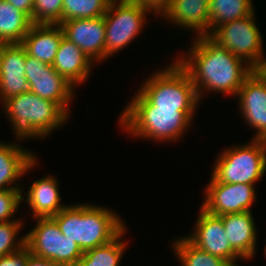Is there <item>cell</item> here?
<instances>
[{
  "mask_svg": "<svg viewBox=\"0 0 266 266\" xmlns=\"http://www.w3.org/2000/svg\"><path fill=\"white\" fill-rule=\"evenodd\" d=\"M29 249L24 246L19 251L0 257V266H26Z\"/></svg>",
  "mask_w": 266,
  "mask_h": 266,
  "instance_id": "obj_30",
  "label": "cell"
},
{
  "mask_svg": "<svg viewBox=\"0 0 266 266\" xmlns=\"http://www.w3.org/2000/svg\"><path fill=\"white\" fill-rule=\"evenodd\" d=\"M134 3L140 4L143 8H146L153 15L163 16L165 12L171 6L172 0H130Z\"/></svg>",
  "mask_w": 266,
  "mask_h": 266,
  "instance_id": "obj_31",
  "label": "cell"
},
{
  "mask_svg": "<svg viewBox=\"0 0 266 266\" xmlns=\"http://www.w3.org/2000/svg\"><path fill=\"white\" fill-rule=\"evenodd\" d=\"M223 227L231 248L243 259L256 254L257 230L252 211L221 215Z\"/></svg>",
  "mask_w": 266,
  "mask_h": 266,
  "instance_id": "obj_17",
  "label": "cell"
},
{
  "mask_svg": "<svg viewBox=\"0 0 266 266\" xmlns=\"http://www.w3.org/2000/svg\"><path fill=\"white\" fill-rule=\"evenodd\" d=\"M252 73L266 85V58L263 56L253 67Z\"/></svg>",
  "mask_w": 266,
  "mask_h": 266,
  "instance_id": "obj_33",
  "label": "cell"
},
{
  "mask_svg": "<svg viewBox=\"0 0 266 266\" xmlns=\"http://www.w3.org/2000/svg\"><path fill=\"white\" fill-rule=\"evenodd\" d=\"M255 11L217 27L209 36L253 67L263 56V36L255 23Z\"/></svg>",
  "mask_w": 266,
  "mask_h": 266,
  "instance_id": "obj_9",
  "label": "cell"
},
{
  "mask_svg": "<svg viewBox=\"0 0 266 266\" xmlns=\"http://www.w3.org/2000/svg\"><path fill=\"white\" fill-rule=\"evenodd\" d=\"M171 247L182 266H231L227 261L197 248L185 236L172 241Z\"/></svg>",
  "mask_w": 266,
  "mask_h": 266,
  "instance_id": "obj_25",
  "label": "cell"
},
{
  "mask_svg": "<svg viewBox=\"0 0 266 266\" xmlns=\"http://www.w3.org/2000/svg\"><path fill=\"white\" fill-rule=\"evenodd\" d=\"M127 227L110 243L83 252L74 266H119L126 249L122 240Z\"/></svg>",
  "mask_w": 266,
  "mask_h": 266,
  "instance_id": "obj_24",
  "label": "cell"
},
{
  "mask_svg": "<svg viewBox=\"0 0 266 266\" xmlns=\"http://www.w3.org/2000/svg\"><path fill=\"white\" fill-rule=\"evenodd\" d=\"M162 17L181 29L194 32L196 37L209 35V5L205 0H172Z\"/></svg>",
  "mask_w": 266,
  "mask_h": 266,
  "instance_id": "obj_19",
  "label": "cell"
},
{
  "mask_svg": "<svg viewBox=\"0 0 266 266\" xmlns=\"http://www.w3.org/2000/svg\"><path fill=\"white\" fill-rule=\"evenodd\" d=\"M63 0H34L32 24H54L62 22Z\"/></svg>",
  "mask_w": 266,
  "mask_h": 266,
  "instance_id": "obj_28",
  "label": "cell"
},
{
  "mask_svg": "<svg viewBox=\"0 0 266 266\" xmlns=\"http://www.w3.org/2000/svg\"><path fill=\"white\" fill-rule=\"evenodd\" d=\"M148 10L130 0H111L105 19V59L127 47L145 27Z\"/></svg>",
  "mask_w": 266,
  "mask_h": 266,
  "instance_id": "obj_7",
  "label": "cell"
},
{
  "mask_svg": "<svg viewBox=\"0 0 266 266\" xmlns=\"http://www.w3.org/2000/svg\"><path fill=\"white\" fill-rule=\"evenodd\" d=\"M13 5L16 9L25 13L33 23V3L34 0H5Z\"/></svg>",
  "mask_w": 266,
  "mask_h": 266,
  "instance_id": "obj_32",
  "label": "cell"
},
{
  "mask_svg": "<svg viewBox=\"0 0 266 266\" xmlns=\"http://www.w3.org/2000/svg\"><path fill=\"white\" fill-rule=\"evenodd\" d=\"M93 61L74 43L62 37L52 67L74 87L86 82Z\"/></svg>",
  "mask_w": 266,
  "mask_h": 266,
  "instance_id": "obj_18",
  "label": "cell"
},
{
  "mask_svg": "<svg viewBox=\"0 0 266 266\" xmlns=\"http://www.w3.org/2000/svg\"><path fill=\"white\" fill-rule=\"evenodd\" d=\"M264 255L266 257V245H265V248H264Z\"/></svg>",
  "mask_w": 266,
  "mask_h": 266,
  "instance_id": "obj_37",
  "label": "cell"
},
{
  "mask_svg": "<svg viewBox=\"0 0 266 266\" xmlns=\"http://www.w3.org/2000/svg\"><path fill=\"white\" fill-rule=\"evenodd\" d=\"M194 40L187 55L174 60L189 74L200 101L202 93L211 90L236 97L239 88L252 74V67L209 35H200Z\"/></svg>",
  "mask_w": 266,
  "mask_h": 266,
  "instance_id": "obj_1",
  "label": "cell"
},
{
  "mask_svg": "<svg viewBox=\"0 0 266 266\" xmlns=\"http://www.w3.org/2000/svg\"><path fill=\"white\" fill-rule=\"evenodd\" d=\"M24 195L23 189L0 191V223L15 220V213L20 208L22 201H24Z\"/></svg>",
  "mask_w": 266,
  "mask_h": 266,
  "instance_id": "obj_29",
  "label": "cell"
},
{
  "mask_svg": "<svg viewBox=\"0 0 266 266\" xmlns=\"http://www.w3.org/2000/svg\"><path fill=\"white\" fill-rule=\"evenodd\" d=\"M36 225L25 233V246L36 257L74 266L82 257L79 246L66 238L52 217L35 218Z\"/></svg>",
  "mask_w": 266,
  "mask_h": 266,
  "instance_id": "obj_8",
  "label": "cell"
},
{
  "mask_svg": "<svg viewBox=\"0 0 266 266\" xmlns=\"http://www.w3.org/2000/svg\"><path fill=\"white\" fill-rule=\"evenodd\" d=\"M52 218L82 252L110 243L127 227L110 208L84 202L67 205Z\"/></svg>",
  "mask_w": 266,
  "mask_h": 266,
  "instance_id": "obj_3",
  "label": "cell"
},
{
  "mask_svg": "<svg viewBox=\"0 0 266 266\" xmlns=\"http://www.w3.org/2000/svg\"><path fill=\"white\" fill-rule=\"evenodd\" d=\"M2 104L17 141L44 139L69 118L57 103L30 91L10 97Z\"/></svg>",
  "mask_w": 266,
  "mask_h": 266,
  "instance_id": "obj_4",
  "label": "cell"
},
{
  "mask_svg": "<svg viewBox=\"0 0 266 266\" xmlns=\"http://www.w3.org/2000/svg\"><path fill=\"white\" fill-rule=\"evenodd\" d=\"M205 2L209 5L211 0H205Z\"/></svg>",
  "mask_w": 266,
  "mask_h": 266,
  "instance_id": "obj_36",
  "label": "cell"
},
{
  "mask_svg": "<svg viewBox=\"0 0 266 266\" xmlns=\"http://www.w3.org/2000/svg\"><path fill=\"white\" fill-rule=\"evenodd\" d=\"M254 8L253 0H211L209 35L222 24L251 15Z\"/></svg>",
  "mask_w": 266,
  "mask_h": 266,
  "instance_id": "obj_23",
  "label": "cell"
},
{
  "mask_svg": "<svg viewBox=\"0 0 266 266\" xmlns=\"http://www.w3.org/2000/svg\"><path fill=\"white\" fill-rule=\"evenodd\" d=\"M25 194L24 202L31 208L33 218L53 217L67 206L61 203L62 198L54 175L36 179Z\"/></svg>",
  "mask_w": 266,
  "mask_h": 266,
  "instance_id": "obj_20",
  "label": "cell"
},
{
  "mask_svg": "<svg viewBox=\"0 0 266 266\" xmlns=\"http://www.w3.org/2000/svg\"><path fill=\"white\" fill-rule=\"evenodd\" d=\"M169 65L152 74L138 91L155 107L198 108L200 99L189 74L176 60Z\"/></svg>",
  "mask_w": 266,
  "mask_h": 266,
  "instance_id": "obj_5",
  "label": "cell"
},
{
  "mask_svg": "<svg viewBox=\"0 0 266 266\" xmlns=\"http://www.w3.org/2000/svg\"><path fill=\"white\" fill-rule=\"evenodd\" d=\"M196 109L153 106L139 91L119 116V126L133 137L153 139L162 144L180 139L190 126Z\"/></svg>",
  "mask_w": 266,
  "mask_h": 266,
  "instance_id": "obj_2",
  "label": "cell"
},
{
  "mask_svg": "<svg viewBox=\"0 0 266 266\" xmlns=\"http://www.w3.org/2000/svg\"><path fill=\"white\" fill-rule=\"evenodd\" d=\"M63 35L80 48L94 63L105 59L104 16L73 19L59 24Z\"/></svg>",
  "mask_w": 266,
  "mask_h": 266,
  "instance_id": "obj_13",
  "label": "cell"
},
{
  "mask_svg": "<svg viewBox=\"0 0 266 266\" xmlns=\"http://www.w3.org/2000/svg\"><path fill=\"white\" fill-rule=\"evenodd\" d=\"M27 52L21 43L2 44L0 47V101L29 91L25 77Z\"/></svg>",
  "mask_w": 266,
  "mask_h": 266,
  "instance_id": "obj_14",
  "label": "cell"
},
{
  "mask_svg": "<svg viewBox=\"0 0 266 266\" xmlns=\"http://www.w3.org/2000/svg\"><path fill=\"white\" fill-rule=\"evenodd\" d=\"M25 77L29 91L40 98L57 103L68 115L70 102L74 99L75 87L61 76L52 65L42 63L26 55ZM69 105V106H68Z\"/></svg>",
  "mask_w": 266,
  "mask_h": 266,
  "instance_id": "obj_10",
  "label": "cell"
},
{
  "mask_svg": "<svg viewBox=\"0 0 266 266\" xmlns=\"http://www.w3.org/2000/svg\"><path fill=\"white\" fill-rule=\"evenodd\" d=\"M63 36L60 25L32 24L21 44L27 55L52 65Z\"/></svg>",
  "mask_w": 266,
  "mask_h": 266,
  "instance_id": "obj_21",
  "label": "cell"
},
{
  "mask_svg": "<svg viewBox=\"0 0 266 266\" xmlns=\"http://www.w3.org/2000/svg\"><path fill=\"white\" fill-rule=\"evenodd\" d=\"M236 97L242 118L256 130L253 139H260L266 133V85L252 73L239 88Z\"/></svg>",
  "mask_w": 266,
  "mask_h": 266,
  "instance_id": "obj_15",
  "label": "cell"
},
{
  "mask_svg": "<svg viewBox=\"0 0 266 266\" xmlns=\"http://www.w3.org/2000/svg\"><path fill=\"white\" fill-rule=\"evenodd\" d=\"M111 0H63L62 22L104 16Z\"/></svg>",
  "mask_w": 266,
  "mask_h": 266,
  "instance_id": "obj_26",
  "label": "cell"
},
{
  "mask_svg": "<svg viewBox=\"0 0 266 266\" xmlns=\"http://www.w3.org/2000/svg\"><path fill=\"white\" fill-rule=\"evenodd\" d=\"M37 156L15 142L0 141V191L22 189L18 181L37 164Z\"/></svg>",
  "mask_w": 266,
  "mask_h": 266,
  "instance_id": "obj_16",
  "label": "cell"
},
{
  "mask_svg": "<svg viewBox=\"0 0 266 266\" xmlns=\"http://www.w3.org/2000/svg\"><path fill=\"white\" fill-rule=\"evenodd\" d=\"M23 226V220L17 218L0 223V257L17 252L25 246V235L18 237Z\"/></svg>",
  "mask_w": 266,
  "mask_h": 266,
  "instance_id": "obj_27",
  "label": "cell"
},
{
  "mask_svg": "<svg viewBox=\"0 0 266 266\" xmlns=\"http://www.w3.org/2000/svg\"><path fill=\"white\" fill-rule=\"evenodd\" d=\"M26 266H66L64 264L55 263L51 260L36 257L32 254L28 256Z\"/></svg>",
  "mask_w": 266,
  "mask_h": 266,
  "instance_id": "obj_34",
  "label": "cell"
},
{
  "mask_svg": "<svg viewBox=\"0 0 266 266\" xmlns=\"http://www.w3.org/2000/svg\"><path fill=\"white\" fill-rule=\"evenodd\" d=\"M32 26L31 19L5 0H0V43H21Z\"/></svg>",
  "mask_w": 266,
  "mask_h": 266,
  "instance_id": "obj_22",
  "label": "cell"
},
{
  "mask_svg": "<svg viewBox=\"0 0 266 266\" xmlns=\"http://www.w3.org/2000/svg\"><path fill=\"white\" fill-rule=\"evenodd\" d=\"M212 177L217 182L254 184L266 171V151L259 139L244 145H234L218 155Z\"/></svg>",
  "mask_w": 266,
  "mask_h": 266,
  "instance_id": "obj_6",
  "label": "cell"
},
{
  "mask_svg": "<svg viewBox=\"0 0 266 266\" xmlns=\"http://www.w3.org/2000/svg\"><path fill=\"white\" fill-rule=\"evenodd\" d=\"M259 140L261 141L262 146L266 151V133Z\"/></svg>",
  "mask_w": 266,
  "mask_h": 266,
  "instance_id": "obj_35",
  "label": "cell"
},
{
  "mask_svg": "<svg viewBox=\"0 0 266 266\" xmlns=\"http://www.w3.org/2000/svg\"><path fill=\"white\" fill-rule=\"evenodd\" d=\"M205 195L201 207L217 216L251 212L256 199L254 184L222 183L217 182L212 176L206 186Z\"/></svg>",
  "mask_w": 266,
  "mask_h": 266,
  "instance_id": "obj_11",
  "label": "cell"
},
{
  "mask_svg": "<svg viewBox=\"0 0 266 266\" xmlns=\"http://www.w3.org/2000/svg\"><path fill=\"white\" fill-rule=\"evenodd\" d=\"M194 232L185 237L197 248L238 266L236 261L243 260L230 246L225 234L222 217L208 213L201 207L195 222Z\"/></svg>",
  "mask_w": 266,
  "mask_h": 266,
  "instance_id": "obj_12",
  "label": "cell"
}]
</instances>
